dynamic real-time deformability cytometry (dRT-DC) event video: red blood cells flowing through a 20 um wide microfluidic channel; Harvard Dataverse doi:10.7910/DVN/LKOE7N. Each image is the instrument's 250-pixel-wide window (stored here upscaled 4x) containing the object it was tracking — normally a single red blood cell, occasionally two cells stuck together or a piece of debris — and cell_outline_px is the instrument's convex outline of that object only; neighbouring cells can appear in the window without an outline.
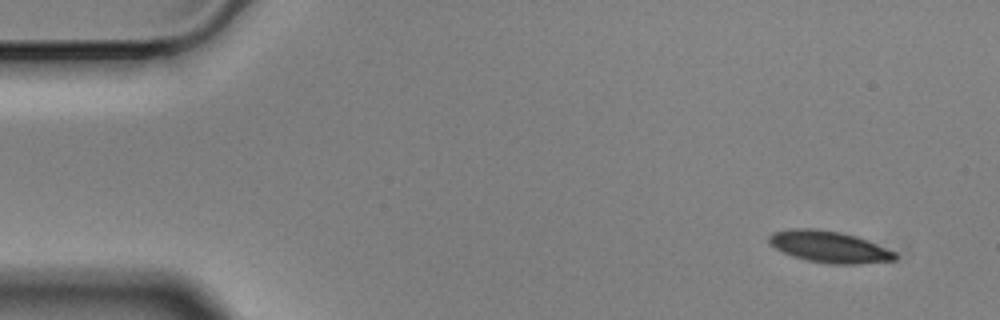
{"species": "Egyptian fruit bat (a non-hibernating species)", "species_latin": "Rousettus aegyptiacus", "temperature_condition": "cold", "stored_images_in_passage": 5, "camera_frame_rate_fps": 3000, "um_per_image_px": 0.085, "animal": {"sex": "male"}, "frame": {"image": 1, "passage_image": 1, "time_ms": 0.0, "image_size_px": [1000, 320], "cell_outline_px": [[896, 260], [860, 264], [828, 264], [808, 260], [792, 256], [776, 248], [768, 240], [768, 236], [772, 232], [796, 228], [812, 228], [840, 232], [856, 236], [868, 240], [896, 252]], "centroid_in_image_um": [70.51, 20.98], "position_along_channel_um": 14.5, "area_um2": 23.12}}
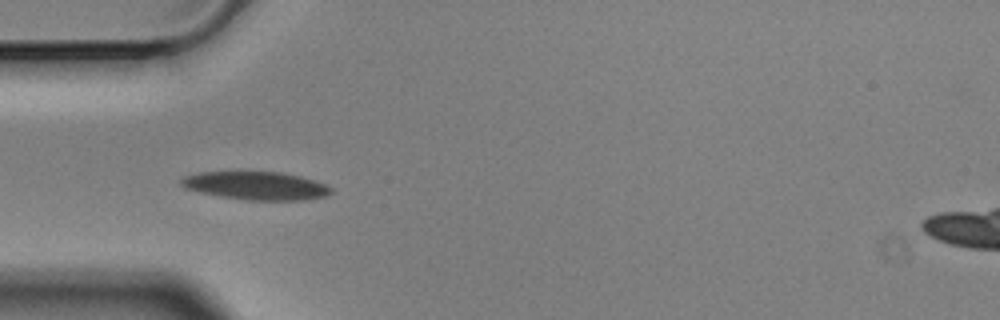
{"frame": {"image": 2, "passage_image": 4, "time_ms": 1.0, "image_size_px": [1000, 320], "cell_outline_px": [[332, 192], [324, 196], [304, 200], [248, 200], [220, 196], [200, 192], [184, 188], [180, 184], [180, 180], [184, 176], [200, 172], [280, 172], [300, 176], [324, 184], [332, 188]], "centroid_in_image_um": [21.73, 15.78], "position_along_channel_um": 63.3, "area_um2": 24.39}}
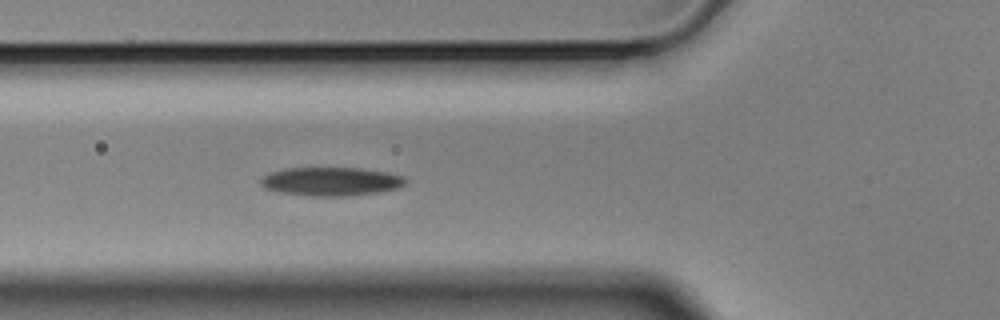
{"frame": {"image": 3, "passage_image": 5, "time_ms": 1.333, "image_size_px": [1000, 320], "cell_outline_px": [[408, 180], [400, 188], [352, 196], [312, 196], [284, 192], [264, 188], [260, 184], [260, 180], [268, 172], [284, 168], [360, 168], [388, 172], [404, 176]], "centroid_in_image_um": [28.17, 15.42], "position_along_channel_um": 97.6, "area_um2": 24.22}}